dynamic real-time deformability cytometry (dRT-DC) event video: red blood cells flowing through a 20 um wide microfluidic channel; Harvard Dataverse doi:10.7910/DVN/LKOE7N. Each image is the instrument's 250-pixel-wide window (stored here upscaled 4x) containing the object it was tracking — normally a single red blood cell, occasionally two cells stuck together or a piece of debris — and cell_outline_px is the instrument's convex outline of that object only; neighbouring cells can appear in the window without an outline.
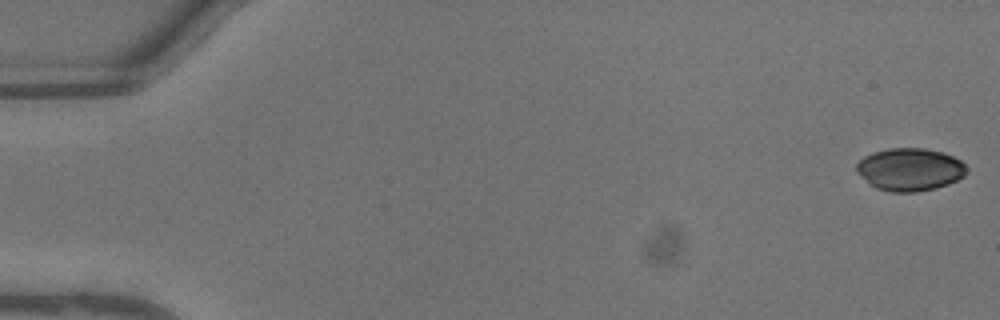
{"species": "common noctule bat (a hibernating species)", "species_latin": "Nyctalus noctula", "temperature_condition": "warm", "stored_images_in_passage": 37, "camera_frame_rate_fps": 3000, "um_per_image_px": 0.085, "animal": {"sex": "male", "body_mass_g": 13.3}, "frame": {"image": 1, "passage_image": 1, "time_ms": 0.0, "image_size_px": [1000, 320], "cell_outline_px": [[968, 168], [964, 176], [948, 184], [936, 188], [916, 192], [892, 192], [876, 188], [856, 172], [856, 164], [864, 156], [872, 152], [888, 148], [924, 148], [944, 152], [960, 160]], "centroid_in_image_um": [77.34, 14.39], "position_along_channel_um": 7.7, "area_um2": 27.46}}
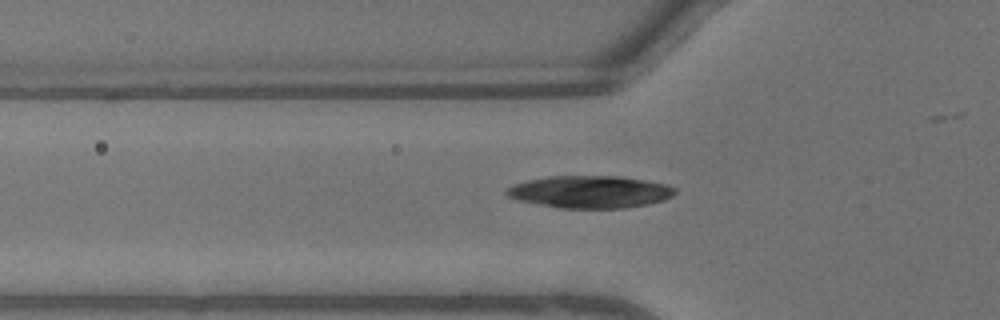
{"frame": {"image": 2, "passage_image": 16, "time_ms": 5.0, "image_size_px": [1000, 320], "cell_outline_px": [[676, 192], [672, 196], [664, 200], [648, 204], [624, 208], [560, 208], [516, 200], [504, 196], [504, 192], [508, 188], [516, 184], [528, 180], [548, 176], [620, 176], [668, 184], [676, 188]], "centroid_in_image_um": [50.15, 16.31], "position_along_channel_um": 75.7, "area_um2": 31.85}}
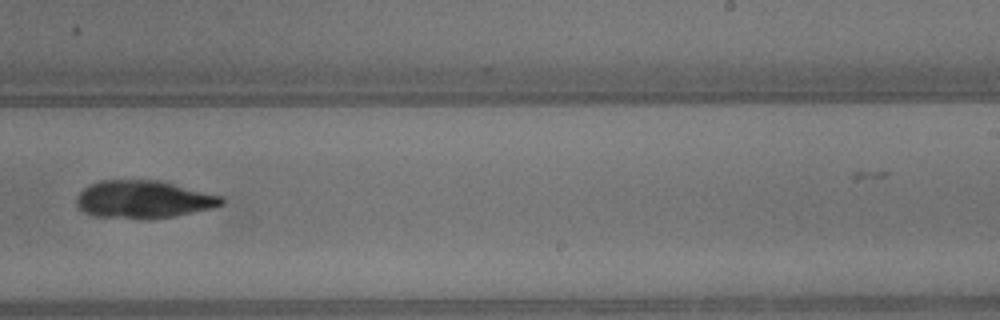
{"frame": {"image": 3, "passage_image": 29, "time_ms": 9.333, "image_size_px": [1000, 320], "cell_outline_px": [[224, 204], [212, 208], [152, 220], [144, 220], [92, 216], [84, 212], [76, 204], [76, 196], [84, 188], [100, 180], [156, 180], [224, 196]], "centroid_in_image_um": [12.18, 16.97], "position_along_channel_um": 276.8, "area_um2": 32.08}}